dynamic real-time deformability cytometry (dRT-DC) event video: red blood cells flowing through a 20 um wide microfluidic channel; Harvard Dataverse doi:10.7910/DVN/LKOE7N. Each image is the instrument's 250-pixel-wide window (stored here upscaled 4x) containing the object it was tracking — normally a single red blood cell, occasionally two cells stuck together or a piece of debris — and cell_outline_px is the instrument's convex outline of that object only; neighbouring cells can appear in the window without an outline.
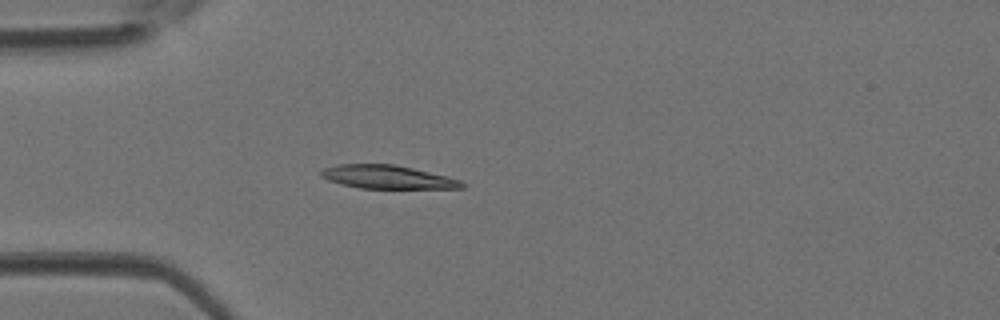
{"species": "Egyptian fruit bat (a non-hibernating species)", "species_latin": "Rousettus aegyptiacus", "temperature_condition": "room temperature", "stored_images_in_passage": 3, "camera_frame_rate_fps": 3000, "um_per_image_px": 0.085, "animal": {"sex": "female"}, "frame": {"image": 1, "passage_image": 3, "time_ms": 0.667, "image_size_px": [1000, 320], "cell_outline_px": [[468, 184], [464, 188], [360, 188], [340, 184], [328, 180], [320, 176], [320, 172], [324, 168], [336, 164], [392, 164], [412, 168], [448, 176], [460, 180]], "centroid_in_image_um": [32.94, 15.04], "position_along_channel_um": 52.1, "area_um2": 19.25}}